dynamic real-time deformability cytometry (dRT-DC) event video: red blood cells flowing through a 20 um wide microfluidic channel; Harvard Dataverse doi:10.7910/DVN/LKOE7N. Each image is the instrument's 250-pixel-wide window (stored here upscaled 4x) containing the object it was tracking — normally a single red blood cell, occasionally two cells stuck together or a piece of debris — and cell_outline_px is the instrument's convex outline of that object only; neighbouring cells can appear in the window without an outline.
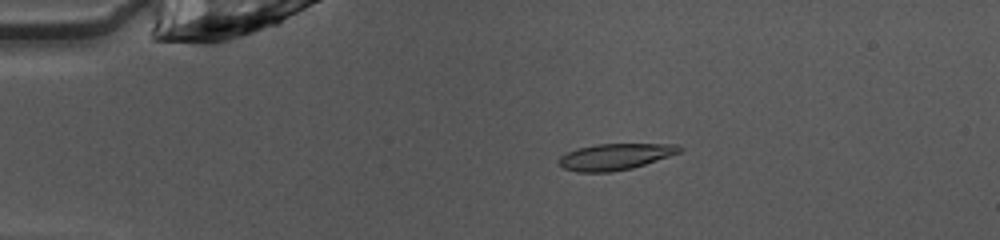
{"species": "common noctule bat (a hibernating species)", "species_latin": "Nyctalus noctula", "temperature_condition": "warm", "stored_images_in_passage": 50, "camera_frame_rate_fps": 3000, "um_per_image_px": 0.085, "animal": {"sex": "female", "body_mass_g": 10.0, "forearm_length_mm": 53.1}, "frame": {"image": 1, "passage_image": 11, "time_ms": 3.333, "image_size_px": [1000, 240], "cell_outline_px": [[684, 148], [680, 152], [632, 168], [612, 172], [576, 172], [564, 168], [556, 160], [560, 156], [576, 148], [596, 144], [676, 144]], "centroid_in_image_um": [52.25, 13.32], "position_along_channel_um": 32.8, "area_um2": 18.44}}
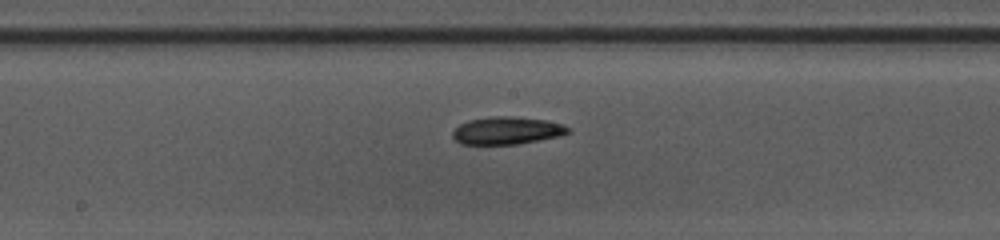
{"frame": {"image": 2, "passage_image": 27, "time_ms": 8.667, "image_size_px": [1000, 240], "cell_outline_px": [[572, 132], [560, 136], [516, 144], [460, 144], [452, 136], [452, 132], [460, 124], [468, 120], [492, 116], [512, 116], [544, 120], [560, 124], [572, 128]], "centroid_in_image_um": [43.09, 11.1], "position_along_channel_um": 205.1, "area_um2": 18.5}}
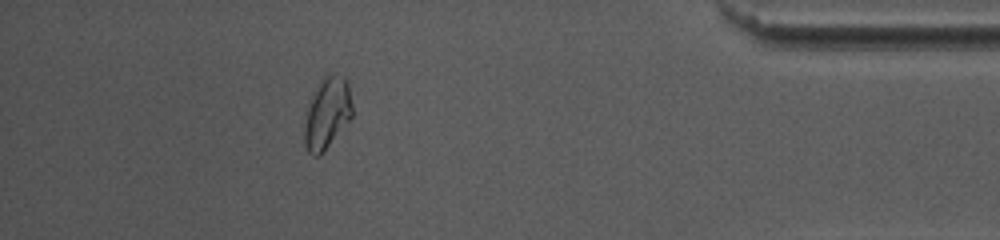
{"frame": {"image": 3, "passage_image": 45, "time_ms": 14.667, "image_size_px": [1000, 240], "cell_outline_px": [[352, 116], [324, 152], [320, 156], [312, 156], [308, 152], [304, 144], [304, 124], [308, 104], [312, 92], [320, 76], [328, 72], [332, 72], [344, 76], [348, 80], [352, 104]], "centroid_in_image_um": [27.79, 9.55], "position_along_channel_um": 407.4, "area_um2": 20.63}, "authors_computed_cell_mechanics": {"area_um2": 18.5249, "velocity_mm_per_s": 4.053, "shape_relaxation_time_tau1_ms": 2.9643, "shape_relaxation_time_tau2_ms": 6.194, "deformation_change_tau1": 0.1119, "deformation_change_tau2": 0.1449}}